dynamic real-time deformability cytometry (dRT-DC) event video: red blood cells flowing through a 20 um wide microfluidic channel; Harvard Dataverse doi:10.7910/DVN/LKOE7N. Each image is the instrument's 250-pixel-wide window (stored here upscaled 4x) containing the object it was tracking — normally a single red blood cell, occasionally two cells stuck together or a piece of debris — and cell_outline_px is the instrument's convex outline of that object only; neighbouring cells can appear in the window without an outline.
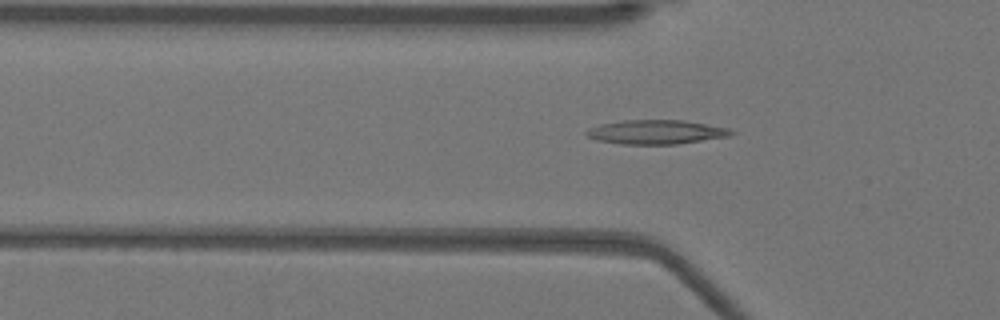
{"species": "Egyptian fruit bat (a non-hibernating species)", "species_latin": "Rousettus aegyptiacus", "temperature_condition": "warm", "stored_images_in_passage": 50, "camera_frame_rate_fps": 3000, "um_per_image_px": 0.085, "animal": {"sex": "female"}, "frame": {"image": 1, "passage_image": 16, "time_ms": 5.0, "image_size_px": [1000, 320], "cell_outline_px": [[736, 132], [728, 136], [676, 144], [620, 144], [596, 140], [588, 136], [584, 132], [588, 128], [600, 124], [624, 120], [684, 120], [728, 128]], "centroid_in_image_um": [55.73, 11.22], "position_along_channel_um": 70.1, "area_um2": 20.29}}
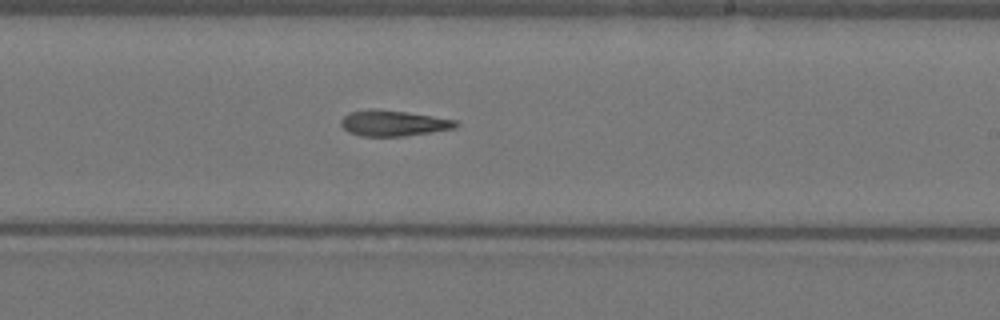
{"frame": {"image": 2, "passage_image": 30, "time_ms": 9.667, "image_size_px": [1000, 320], "cell_outline_px": [[460, 124], [456, 128], [432, 132], [404, 136], [360, 136], [348, 132], [340, 124], [340, 120], [348, 112], [368, 108], [372, 108], [408, 112], [456, 120]], "centroid_in_image_um": [33.41, 10.46], "position_along_channel_um": 255.6, "area_um2": 17.46}}
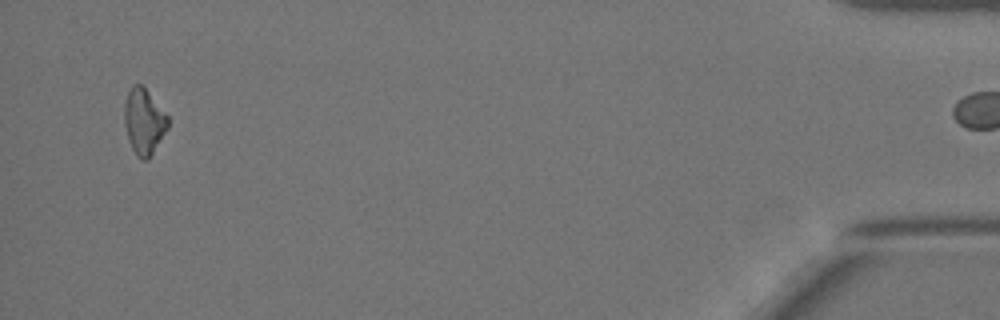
{"frame": {"image": 3, "passage_image": 49, "time_ms": 16.0, "image_size_px": [1000, 320], "cell_outline_px": [[168, 128], [148, 160], [140, 160], [136, 156], [128, 140], [124, 124], [124, 104], [128, 92], [132, 84], [140, 84], [144, 88], [168, 116]], "centroid_in_image_um": [12.21, 10.36], "position_along_channel_um": 423.0, "area_um2": 16.59}}